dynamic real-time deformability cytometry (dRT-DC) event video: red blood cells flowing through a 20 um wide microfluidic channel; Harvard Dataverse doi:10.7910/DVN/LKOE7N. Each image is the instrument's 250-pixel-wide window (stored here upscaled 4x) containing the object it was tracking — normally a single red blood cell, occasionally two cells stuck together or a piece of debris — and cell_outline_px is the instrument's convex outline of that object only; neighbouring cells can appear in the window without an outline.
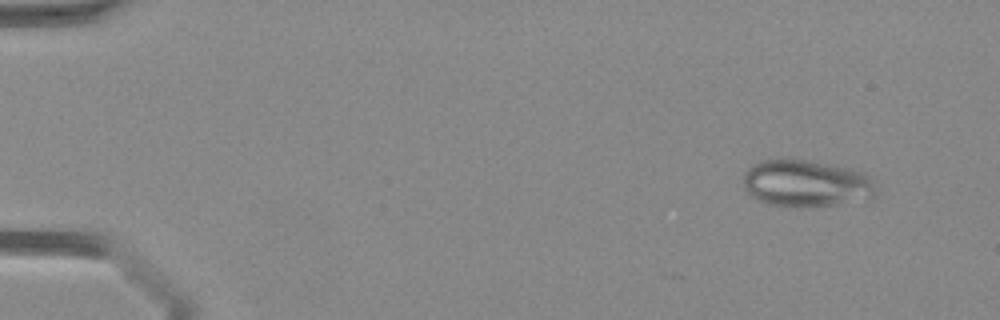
{"species": "Egyptian fruit bat (a non-hibernating species)", "species_latin": "Rousettus aegyptiacus", "temperature_condition": "warm", "stored_images_in_passage": 4, "camera_frame_rate_fps": 3000, "um_per_image_px": 0.085, "animal": {"sex": "female"}, "frame": {"image": 1, "passage_image": 1, "time_ms": 0.0, "image_size_px": [1000, 320], "cell_outline_px": [[876, 192], [872, 200], [832, 204], [768, 204], [752, 196], [748, 192], [744, 184], [744, 172], [752, 164], [764, 160], [804, 160], [828, 164], [848, 168], [864, 172], [868, 176], [876, 188]], "centroid_in_image_um": [68.57, 15.56], "position_along_channel_um": 16.4, "area_um2": 35.26}}